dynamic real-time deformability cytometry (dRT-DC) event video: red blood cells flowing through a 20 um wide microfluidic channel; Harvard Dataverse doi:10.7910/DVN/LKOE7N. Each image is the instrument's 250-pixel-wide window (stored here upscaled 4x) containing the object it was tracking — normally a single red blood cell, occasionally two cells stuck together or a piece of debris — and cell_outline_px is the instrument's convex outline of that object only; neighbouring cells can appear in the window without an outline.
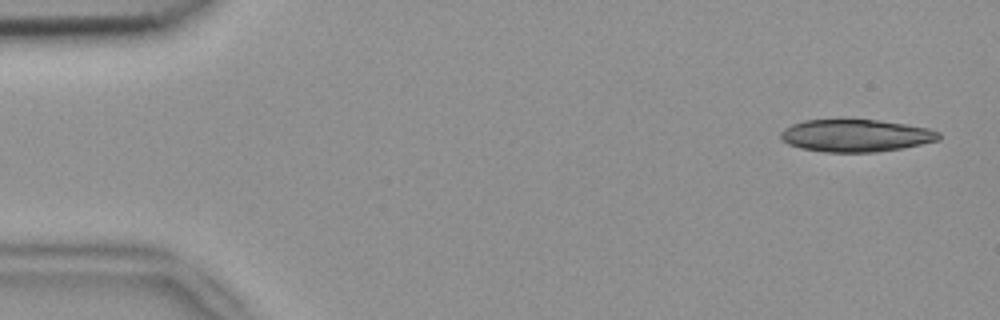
{"species": "common noctule bat (a hibernating species)", "species_latin": "Nyctalus noctula", "temperature_condition": "room temperature", "stored_images_in_passage": 6, "camera_frame_rate_fps": 3000, "um_per_image_px": 0.085, "animal": {"sex": "female", "body_mass_g": 18.4}, "frame": {"image": 1, "passage_image": 1, "time_ms": 0.0, "image_size_px": [1000, 320], "cell_outline_px": [[940, 140], [900, 148], [876, 152], [824, 152], [800, 148], [788, 144], [780, 136], [780, 132], [784, 128], [792, 124], [804, 120], [840, 116], [852, 116], [880, 120], [928, 128], [940, 132]], "centroid_in_image_um": [72.69, 11.46], "position_along_channel_um": 12.3, "area_um2": 30.98}}